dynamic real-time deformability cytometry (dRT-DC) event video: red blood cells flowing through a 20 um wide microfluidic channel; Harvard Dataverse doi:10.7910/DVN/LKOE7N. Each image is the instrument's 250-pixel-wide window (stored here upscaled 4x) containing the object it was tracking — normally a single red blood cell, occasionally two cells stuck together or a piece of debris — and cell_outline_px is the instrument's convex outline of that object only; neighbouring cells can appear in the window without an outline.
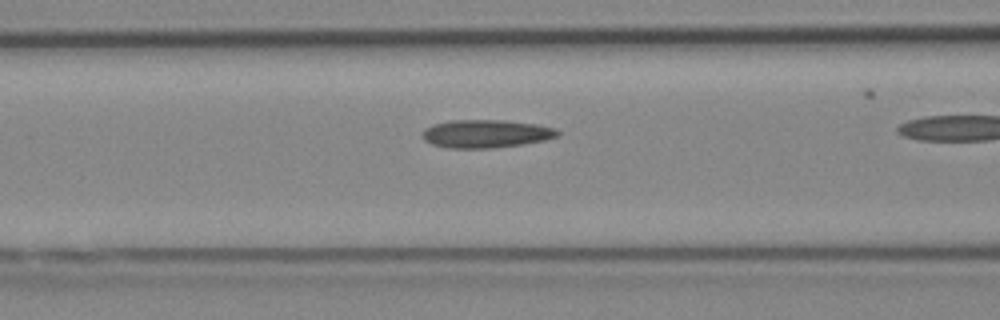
{"species": "Egyptian fruit bat (a non-hibernating species)", "species_latin": "Rousettus aegyptiacus", "temperature_condition": "cold", "stored_images_in_passage": 34, "camera_frame_rate_fps": 3000, "um_per_image_px": 0.085, "animal": {"sex": "female"}, "frame": {"image": 1, "passage_image": 15, "time_ms": 4.667, "image_size_px": [1000, 320], "cell_outline_px": [[560, 136], [544, 140], [520, 144], [492, 148], [448, 148], [432, 144], [424, 140], [420, 136], [424, 128], [432, 124], [452, 120], [504, 120], [536, 124], [556, 128], [560, 132]], "centroid_in_image_um": [41.28, 11.36], "position_along_channel_um": 125.3, "area_um2": 22.25}}